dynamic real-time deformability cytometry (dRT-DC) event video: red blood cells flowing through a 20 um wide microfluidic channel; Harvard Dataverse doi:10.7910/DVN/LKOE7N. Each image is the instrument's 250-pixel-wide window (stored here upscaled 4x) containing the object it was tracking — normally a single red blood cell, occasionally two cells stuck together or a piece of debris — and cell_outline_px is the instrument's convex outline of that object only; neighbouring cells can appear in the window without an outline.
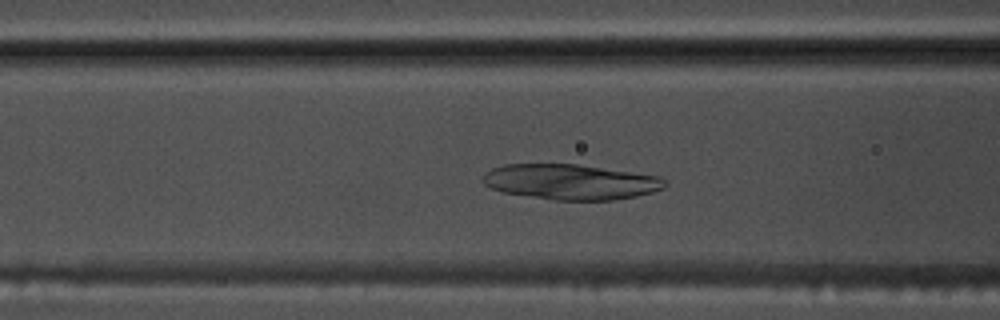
{"species": "common noctule bat (a hibernating species)", "species_latin": "Nyctalus noctula", "temperature_condition": "warm", "stored_images_in_passage": 52, "camera_frame_rate_fps": 3000, "um_per_image_px": 0.085, "animal": {"sex": "male", "body_mass_g": 17.5, "forearm_length_mm": 52.3}, "frame": {"image": 1, "passage_image": 19, "time_ms": 6.0, "image_size_px": [1000, 320], "cell_outline_px": [[668, 184], [664, 188], [652, 192], [636, 196], [612, 200], [556, 200], [504, 192], [492, 188], [484, 184], [480, 180], [484, 172], [492, 168], [504, 164], [576, 164], [660, 176]], "centroid_in_image_um": [48.48, 15.45], "position_along_channel_um": 118.1, "area_um2": 37.45}}
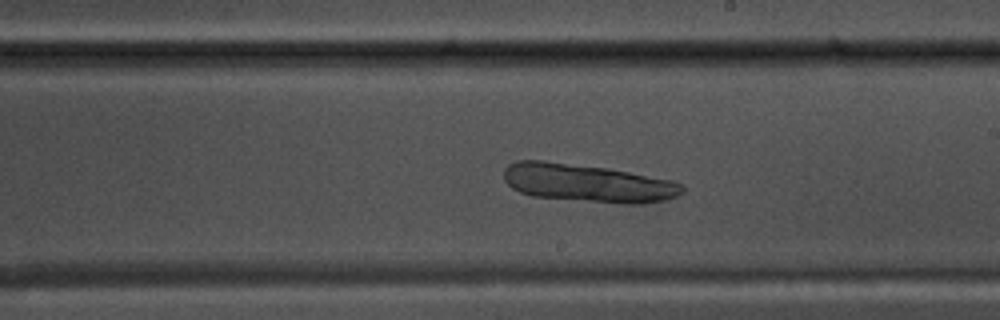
{"frame": {"image": 2, "passage_image": 29, "time_ms": 9.333, "image_size_px": [1000, 320], "cell_outline_px": [[684, 192], [668, 200], [644, 204], [624, 204], [532, 196], [520, 192], [512, 188], [504, 180], [504, 168], [508, 164], [516, 160], [544, 160], [608, 168], [672, 180], [680, 184], [684, 188]], "centroid_in_image_um": [49.95, 15.56], "position_along_channel_um": 239.1, "area_um2": 39.82}}
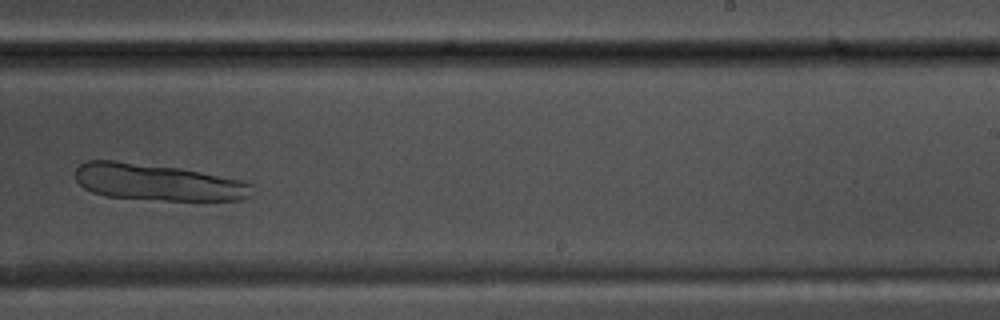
{"frame": {"image": 3, "passage_image": 32, "time_ms": 10.333, "image_size_px": [1000, 320], "cell_outline_px": [[252, 196], [240, 200], [164, 200], [104, 196], [92, 192], [84, 188], [76, 180], [76, 168], [84, 160], [112, 160], [180, 168], [240, 180], [252, 184]], "centroid_in_image_um": [13.37, 15.49], "position_along_channel_um": 275.6, "area_um2": 37.63}}